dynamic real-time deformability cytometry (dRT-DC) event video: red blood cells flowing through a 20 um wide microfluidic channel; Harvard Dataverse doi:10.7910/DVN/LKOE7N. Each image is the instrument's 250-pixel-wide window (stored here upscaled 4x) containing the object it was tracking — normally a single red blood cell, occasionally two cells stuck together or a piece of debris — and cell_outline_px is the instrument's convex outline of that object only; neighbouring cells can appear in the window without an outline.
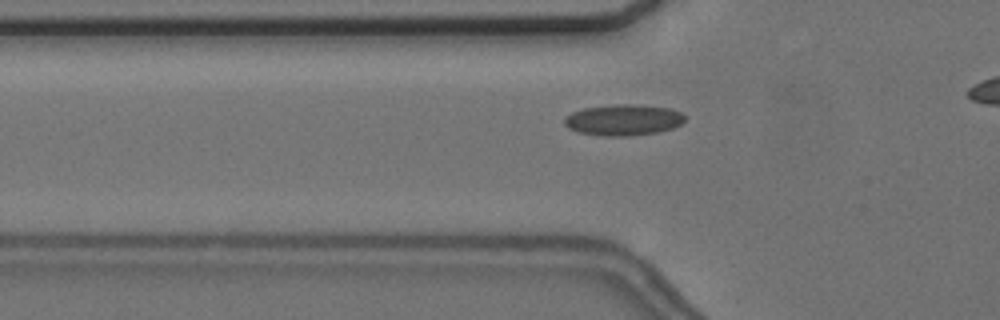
{"species": "common noctule bat (a hibernating species)", "species_latin": "Nyctalus noctula", "temperature_condition": "cold", "stored_images_in_passage": 32, "camera_frame_rate_fps": 3000, "um_per_image_px": 0.085, "animal": {"sex": "female", "body_mass_g": 24.6, "forearm_length_mm": 56.2}, "frame": {"image": 1, "passage_image": 5, "time_ms": 1.333, "image_size_px": [1000, 320], "cell_outline_px": [[684, 120], [680, 124], [672, 128], [660, 132], [628, 136], [600, 136], [580, 132], [568, 128], [564, 124], [564, 120], [572, 112], [584, 108], [612, 104], [632, 104], [672, 108], [680, 112], [684, 116]], "centroid_in_image_um": [52.99, 10.19], "position_along_channel_um": 72.8, "area_um2": 21.85}}